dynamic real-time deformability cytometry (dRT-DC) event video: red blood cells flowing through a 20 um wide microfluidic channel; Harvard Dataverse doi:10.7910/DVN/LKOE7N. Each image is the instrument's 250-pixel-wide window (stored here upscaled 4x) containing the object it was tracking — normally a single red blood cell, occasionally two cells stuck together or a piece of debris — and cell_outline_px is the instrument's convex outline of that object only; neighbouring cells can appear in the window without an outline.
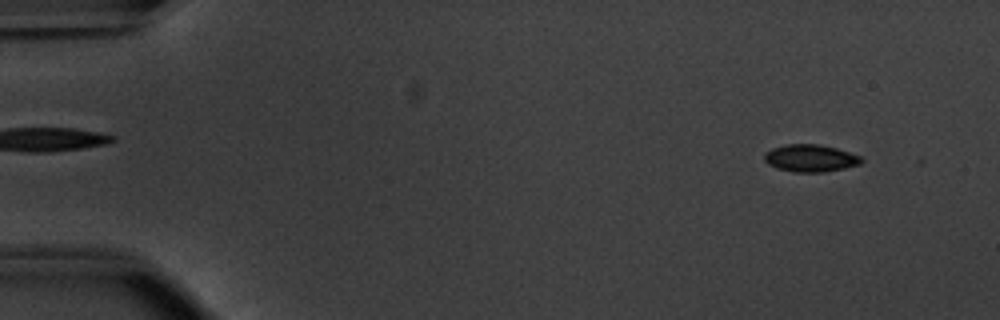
{"species": "common noctule bat (a hibernating species)", "species_latin": "Nyctalus noctula", "temperature_condition": "warm", "stored_images_in_passage": 52, "camera_frame_rate_fps": 3000, "um_per_image_px": 0.085, "animal": {"sex": "male", "body_mass_g": 20.1, "forearm_length_mm": 53.5}, "frame": {"image": 1, "passage_image": 4, "time_ms": 1.0, "image_size_px": [1000, 320], "cell_outline_px": [[864, 160], [860, 164], [844, 168], [824, 172], [792, 172], [776, 168], [768, 164], [764, 160], [764, 152], [772, 148], [788, 144], [820, 144], [836, 148], [860, 156]], "centroid_in_image_um": [68.86, 13.45], "position_along_channel_um": 16.1, "area_um2": 15.49}}
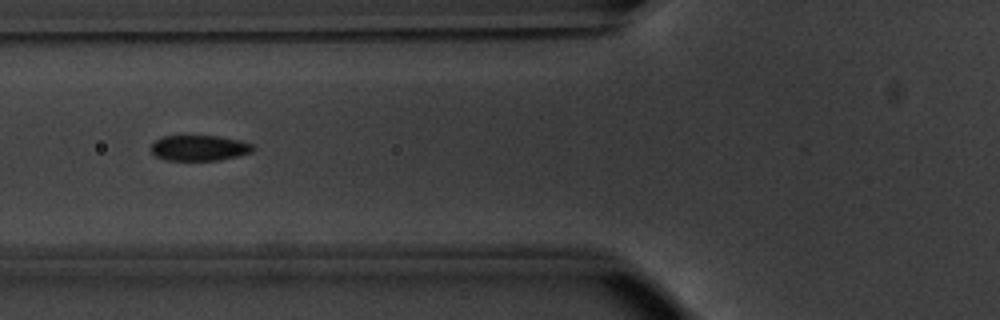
{"frame": {"image": 2, "passage_image": 20, "time_ms": 6.333, "image_size_px": [1000, 320], "cell_outline_px": [[256, 148], [252, 152], [220, 160], [164, 160], [156, 156], [152, 152], [152, 144], [156, 140], [164, 136], [216, 136], [240, 140], [252, 144]], "centroid_in_image_um": [16.96, 12.58], "position_along_channel_um": 108.8, "area_um2": 15.09}}
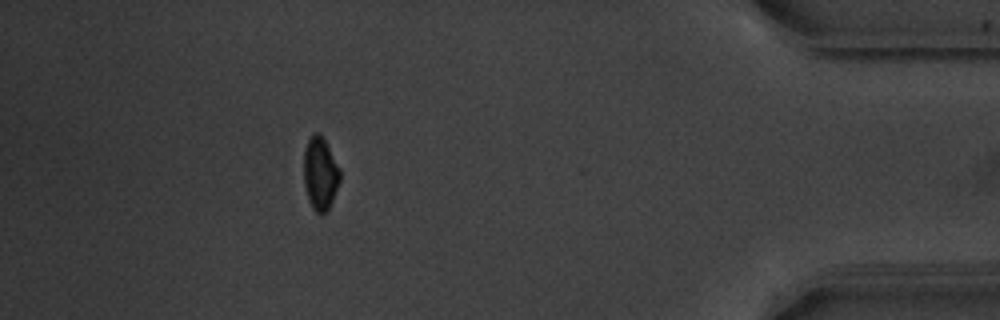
{"frame": {"image": 3, "passage_image": 47, "time_ms": 15.333, "image_size_px": [1000, 320], "cell_outline_px": [[340, 180], [332, 200], [328, 208], [320, 216], [312, 208], [308, 200], [304, 184], [304, 152], [308, 140], [312, 132], [320, 132], [340, 168]], "centroid_in_image_um": [27.21, 14.74], "position_along_channel_um": 408.0, "area_um2": 15.37}, "authors_computed_cell_mechanics": {"area_um2": 15.6638, "velocity_mm_per_s": 3.8419, "shape_relaxation_time_tau1_ms": 3.6101, "shape_relaxation_time_tau2_ms": 2.1753, "deformation_change_tau1": 0.104, "deformation_change_tau2": 0.0555}}